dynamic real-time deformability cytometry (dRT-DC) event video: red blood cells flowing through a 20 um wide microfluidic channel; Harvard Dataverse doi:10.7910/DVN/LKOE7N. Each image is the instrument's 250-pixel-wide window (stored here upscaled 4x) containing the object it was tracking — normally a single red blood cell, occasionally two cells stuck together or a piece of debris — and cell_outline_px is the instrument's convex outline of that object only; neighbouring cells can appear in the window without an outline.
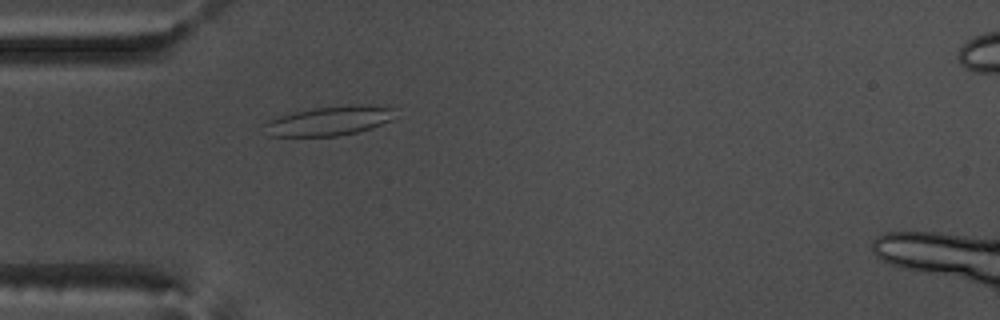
{"species": "common noctule bat (a hibernating species)", "species_latin": "Nyctalus noctula", "temperature_condition": "warm", "stored_images_in_passage": 44, "camera_frame_rate_fps": 3000, "um_per_image_px": 0.085, "animal": {"sex": "male", "body_mass_g": 17.5, "forearm_length_mm": 52.3}, "frame": {"image": 1, "passage_image": 6, "time_ms": 1.667, "image_size_px": [1000, 320], "cell_outline_px": [[396, 108], [392, 120], [372, 128], [356, 132], [336, 136], [268, 136], [264, 124], [268, 120], [280, 116], [312, 108], [352, 104], [376, 104]], "centroid_in_image_um": [28.06, 10.25], "position_along_channel_um": 56.9, "area_um2": 22.54}}
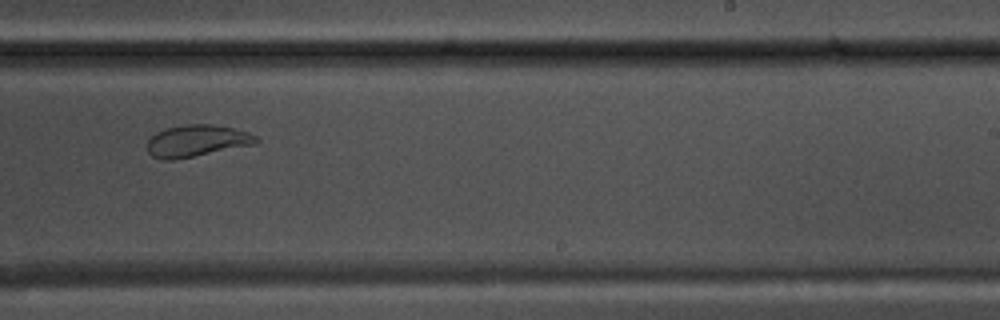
{"frame": {"image": 2, "passage_image": 24, "time_ms": 7.667, "image_size_px": [1000, 320], "cell_outline_px": [[260, 140], [256, 144], [176, 160], [164, 160], [152, 156], [148, 152], [148, 140], [156, 132], [164, 128], [188, 124], [212, 124], [232, 128], [248, 132], [256, 136]], "centroid_in_image_um": [16.73, 11.98], "position_along_channel_um": 272.3, "area_um2": 20.29}}
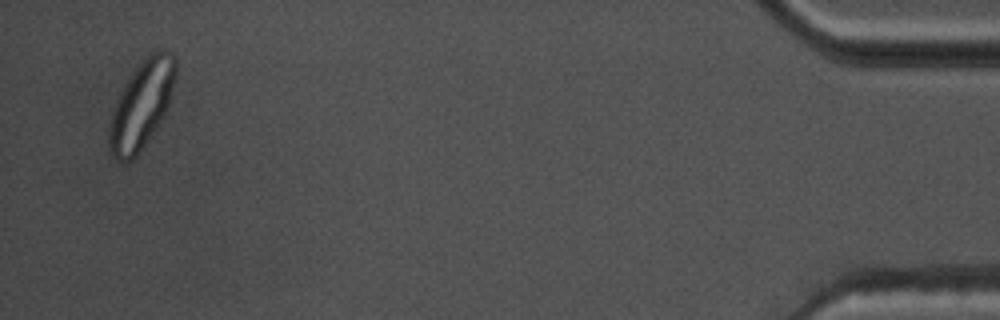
{"frame": {"image": 3, "passage_image": 43, "time_ms": 14.0, "image_size_px": [1000, 320], "cell_outline_px": [[176, 76], [168, 104], [156, 128], [136, 156], [132, 160], [120, 164], [108, 152], [108, 124], [116, 100], [124, 84], [140, 60], [152, 48], [160, 48], [172, 52], [176, 56]], "centroid_in_image_um": [12.01, 8.86], "position_along_channel_um": 423.2, "area_um2": 34.62}, "authors_computed_cell_mechanics": {"area_um2": 22.6287, "velocity_mm_per_s": 3.6807, "shape_relaxation_time_tau1_ms": 10.7644, "shape_relaxation_time_tau2_ms": 1.2757, "deformation_change_tau1": 0.3031, "deformation_change_tau2": 0.0676}}